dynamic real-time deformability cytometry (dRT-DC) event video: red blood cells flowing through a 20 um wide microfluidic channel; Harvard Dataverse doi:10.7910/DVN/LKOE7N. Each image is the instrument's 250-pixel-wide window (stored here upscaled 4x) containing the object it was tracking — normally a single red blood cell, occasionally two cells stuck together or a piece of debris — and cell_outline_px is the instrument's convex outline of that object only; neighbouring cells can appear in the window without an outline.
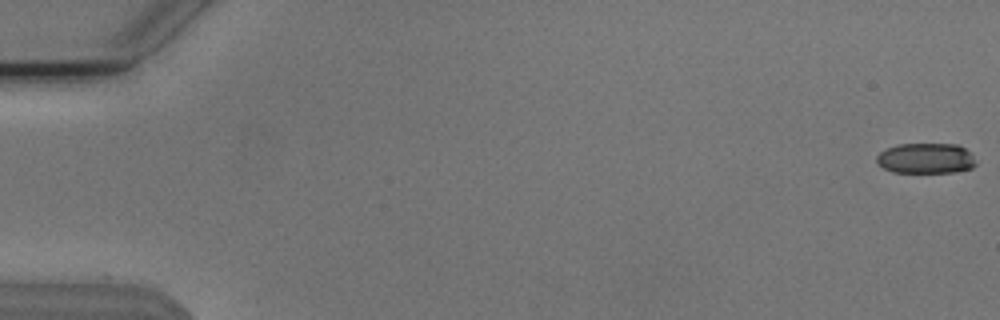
{"species": "Egyptian fruit bat (a non-hibernating species)", "species_latin": "Rousettus aegyptiacus", "temperature_condition": "cold", "stored_images_in_passage": 55, "camera_frame_rate_fps": 3000, "um_per_image_px": 0.085, "animal": {"sex": "male"}, "frame": {"image": 1, "passage_image": 1, "time_ms": 0.0, "image_size_px": [1000, 320], "cell_outline_px": [[976, 164], [972, 168], [952, 172], [892, 172], [876, 164], [876, 156], [880, 152], [896, 144], [956, 144], [964, 148], [972, 156]], "centroid_in_image_um": [78.65, 13.46], "position_along_channel_um": 6.4, "area_um2": 17.51}}
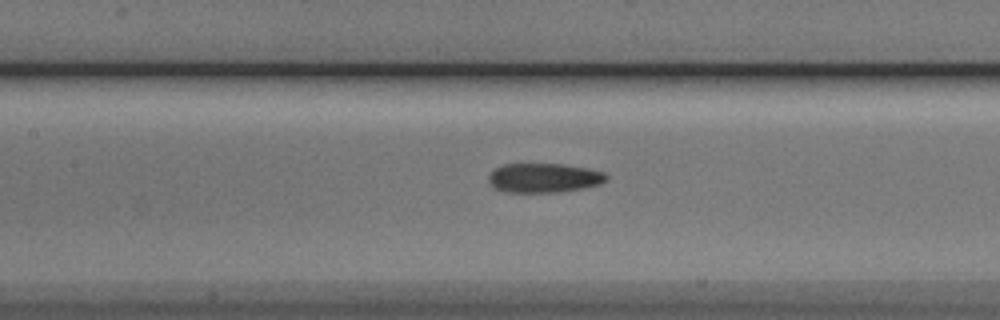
{"frame": {"image": 2, "passage_image": 26, "time_ms": 8.333, "image_size_px": [1000, 320], "cell_outline_px": [[608, 176], [600, 184], [584, 188], [556, 192], [508, 192], [492, 188], [488, 180], [488, 176], [496, 168], [504, 164], [564, 164], [588, 168], [604, 172]], "centroid_in_image_um": [46.22, 15.12], "position_along_channel_um": 161.2, "area_um2": 20.11}}
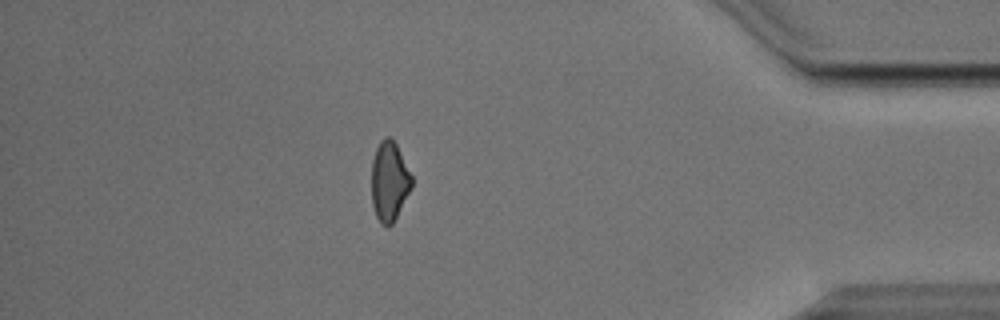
{"frame": {"image": 3, "passage_image": 48, "time_ms": 15.667, "image_size_px": [1000, 320], "cell_outline_px": [[412, 188], [392, 224], [380, 224], [376, 216], [372, 204], [372, 160], [376, 148], [380, 140], [384, 136], [388, 136], [396, 144], [412, 176]], "centroid_in_image_um": [33.09, 15.39], "position_along_channel_um": 402.1, "area_um2": 18.5}, "authors_computed_cell_mechanics": {"area_um2": 19.652, "velocity_mm_per_s": 3.821, "shape_relaxation_time_tau1_ms": 4.3269, "shape_relaxation_time_tau2_ms": null, "deformation_change_tau1": 0.1095, "deformation_change_tau2": null}}